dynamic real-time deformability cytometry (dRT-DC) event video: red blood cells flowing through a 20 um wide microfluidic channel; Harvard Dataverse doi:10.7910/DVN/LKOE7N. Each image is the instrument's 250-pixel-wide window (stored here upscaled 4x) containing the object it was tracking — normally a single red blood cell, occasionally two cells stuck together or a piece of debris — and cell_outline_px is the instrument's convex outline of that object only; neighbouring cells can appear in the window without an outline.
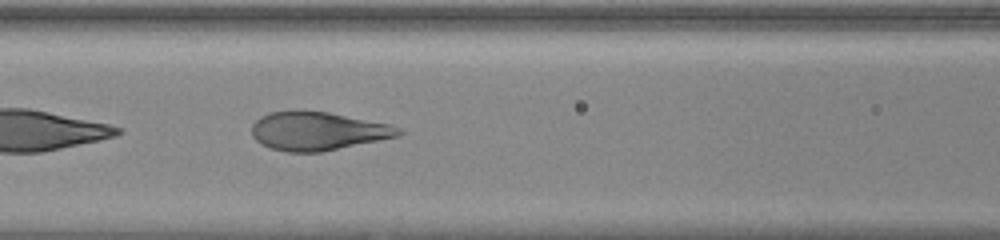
{"species": "human", "species_latin": "Homo sapiens", "temperature_condition": "warm", "stored_images_in_passage": 17, "camera_frame_rate_fps": 3000, "um_per_image_px": 0.085, "donor": {"sex": "female"}, "frame": {"image": 1, "passage_image": 6, "time_ms": 1.667, "image_size_px": [1000, 240], "cell_outline_px": [[404, 132], [400, 136], [320, 152], [288, 152], [272, 148], [260, 144], [252, 136], [252, 124], [260, 116], [268, 112], [296, 108], [328, 112], [388, 124], [400, 128]], "centroid_in_image_um": [26.96, 11.11], "position_along_channel_um": 139.6, "area_um2": 33.29}}
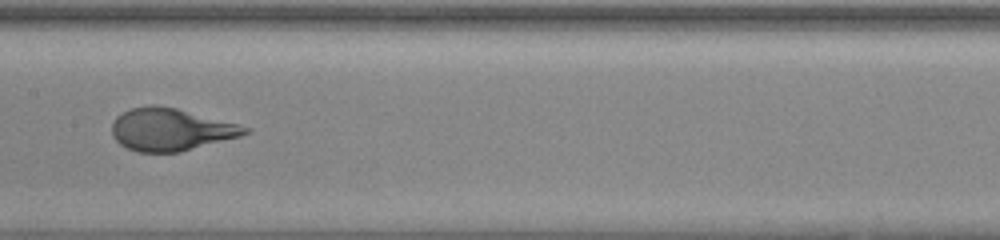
{"frame": {"image": 2, "passage_image": 10, "time_ms": 3.0, "image_size_px": [1000, 240], "cell_outline_px": [[252, 132], [240, 136], [180, 152], [136, 152], [120, 144], [112, 136], [112, 124], [116, 116], [132, 108], [152, 104], [176, 108], [252, 128]], "centroid_in_image_um": [14.5, 11.01], "position_along_channel_um": 192.9, "area_um2": 32.66}}